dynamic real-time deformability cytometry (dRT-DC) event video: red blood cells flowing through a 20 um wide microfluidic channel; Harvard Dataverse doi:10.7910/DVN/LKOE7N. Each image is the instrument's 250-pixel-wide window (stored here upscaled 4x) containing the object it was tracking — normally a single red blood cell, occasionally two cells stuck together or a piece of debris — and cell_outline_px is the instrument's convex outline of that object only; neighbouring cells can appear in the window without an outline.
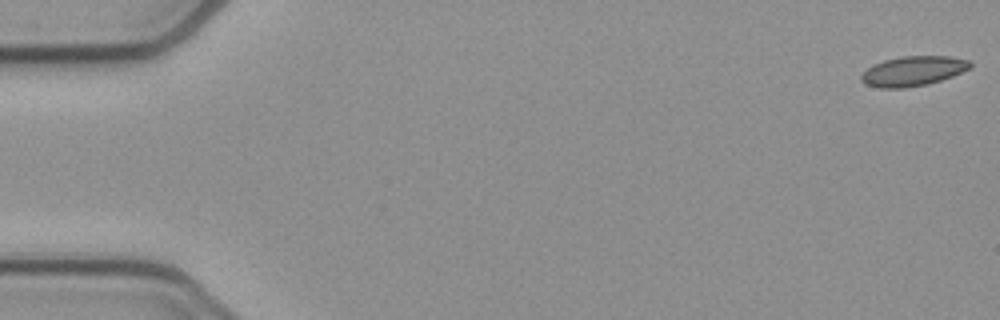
{"species": "common noctule bat (a hibernating species)", "species_latin": "Nyctalus noctula", "temperature_condition": "cold", "stored_images_in_passage": 53, "camera_frame_rate_fps": 3000, "um_per_image_px": 0.085, "animal": {"sex": "female", "body_mass_g": 21.9}, "frame": {"image": 1, "passage_image": 1, "time_ms": 0.0, "image_size_px": [1000, 320], "cell_outline_px": [[972, 68], [952, 76], [928, 84], [904, 88], [880, 88], [864, 84], [860, 80], [860, 76], [872, 64], [884, 60], [904, 56], [948, 56], [968, 60], [972, 64]], "centroid_in_image_um": [77.6, 6.04], "position_along_channel_um": 7.4, "area_um2": 18.96}}
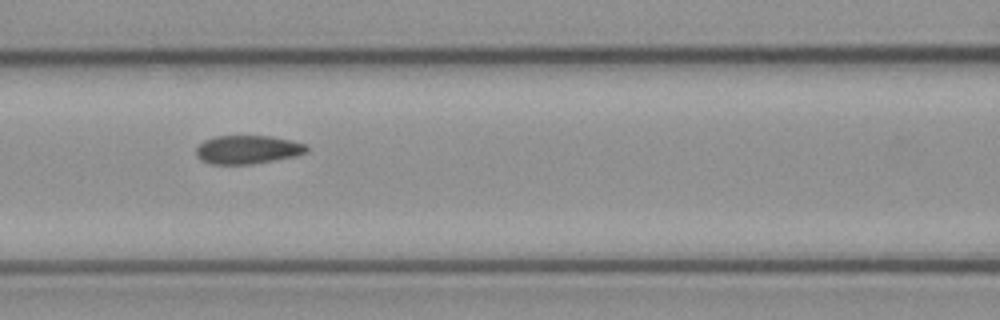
{"frame": {"image": 2, "passage_image": 23, "time_ms": 7.333, "image_size_px": [1000, 320], "cell_outline_px": [[308, 152], [296, 156], [252, 164], [208, 164], [200, 160], [196, 156], [196, 148], [204, 140], [216, 136], [268, 136], [292, 140], [304, 144], [308, 148]], "centroid_in_image_um": [21.03, 12.72], "position_along_channel_um": 145.6, "area_um2": 18.44}}
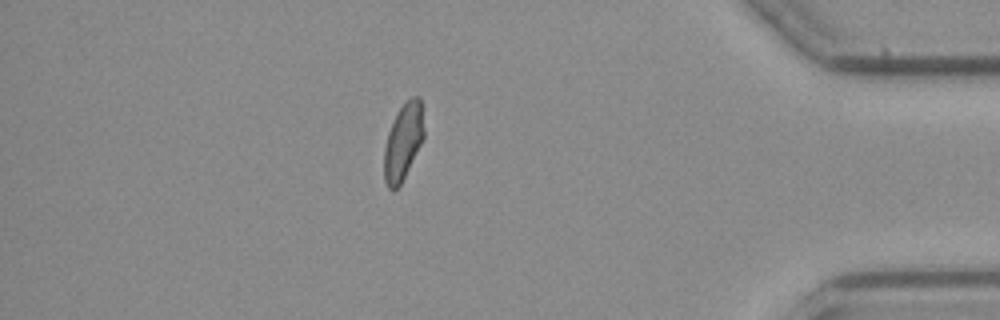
{"frame": {"image": 3, "passage_image": 46, "time_ms": 15.0, "image_size_px": [1000, 320], "cell_outline_px": [[424, 136], [400, 184], [392, 192], [388, 188], [384, 180], [384, 148], [388, 132], [396, 112], [412, 96], [420, 96], [424, 128]], "centroid_in_image_um": [34.25, 12.03], "position_along_channel_um": 401.0, "area_um2": 17.51}, "authors_computed_cell_mechanics": {"area_um2": 18.5538, "velocity_mm_per_s": 3.8765, "shape_relaxation_time_tau1_ms": null, "shape_relaxation_time_tau2_ms": 1.5671, "deformation_change_tau1": null, "deformation_change_tau2": 0.0609}}